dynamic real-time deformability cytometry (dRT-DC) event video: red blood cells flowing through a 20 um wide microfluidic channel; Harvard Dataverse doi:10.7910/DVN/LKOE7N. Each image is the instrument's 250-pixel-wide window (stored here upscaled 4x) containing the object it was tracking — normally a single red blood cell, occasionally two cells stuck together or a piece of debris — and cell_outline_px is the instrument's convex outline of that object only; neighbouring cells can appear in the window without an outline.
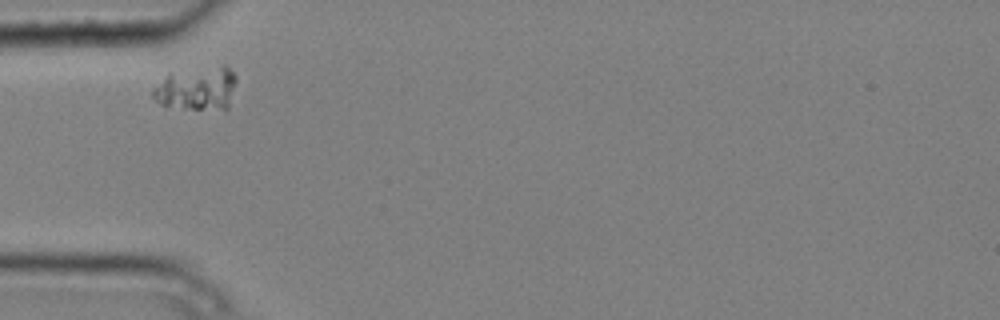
{"species": "common noctule bat (a hibernating species)", "species_latin": "Nyctalus noctula", "temperature_condition": "cold", "stored_images_in_passage": 1, "camera_frame_rate_fps": 3000, "um_per_image_px": 0.085, "animal": {"sex": "male", "body_mass_g": 20.4}, "frame": {"image": 1, "passage_image": 1, "time_ms": 0.0, "image_size_px": [1000, 320], "cell_outline_px": [[236, 80], [228, 108], [184, 108], [160, 104], [152, 96], [152, 88], [168, 72], [224, 64], [236, 76]], "centroid_in_image_um": [16.7, 7.47], "position_along_channel_um": 68.3, "area_um2": 21.1}}